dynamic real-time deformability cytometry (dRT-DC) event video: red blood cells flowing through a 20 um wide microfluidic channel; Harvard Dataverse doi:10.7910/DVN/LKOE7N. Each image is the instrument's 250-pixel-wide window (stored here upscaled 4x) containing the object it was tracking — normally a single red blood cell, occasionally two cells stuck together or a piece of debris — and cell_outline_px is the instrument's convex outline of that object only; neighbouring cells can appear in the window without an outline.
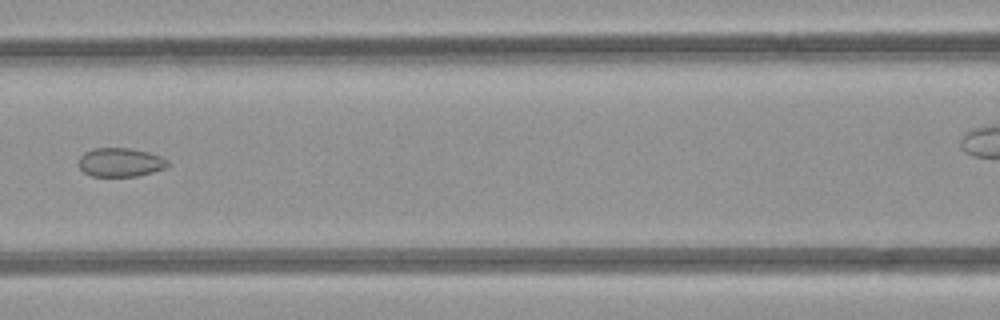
{"species": "common noctule bat (a hibernating species)", "species_latin": "Nyctalus noctula", "temperature_condition": "room temperature", "stored_images_in_passage": 9, "segment_of_instrument_passage": [1, 2], "camera_frame_rate_fps": 3000, "um_per_image_px": 0.085, "animal": {"sex": "female", "body_mass_g": 21.9}, "frame": {"image": 1, "passage_image": 7, "time_ms": 7.0, "image_size_px": [1000, 320], "cell_outline_px": [[168, 164], [164, 168], [152, 172], [136, 176], [92, 176], [84, 172], [80, 168], [80, 156], [84, 152], [96, 148], [128, 148], [148, 152], [160, 156], [168, 160]], "centroid_in_image_um": [10.23, 13.79], "position_along_channel_um": 156.4, "area_um2": 14.74}}
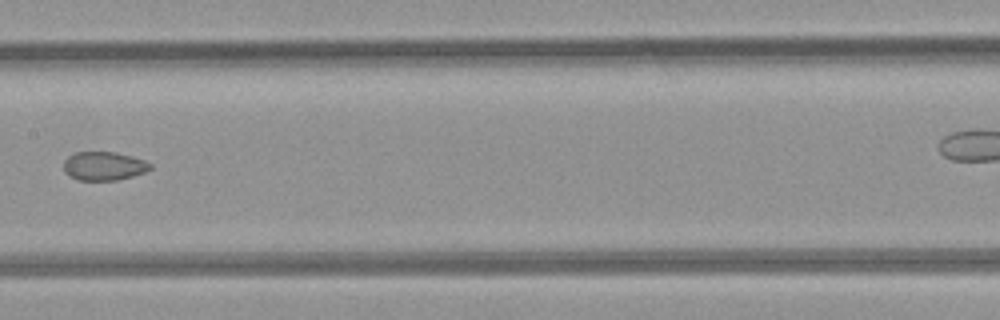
{"frame": {"image": 2, "passage_image": 8, "time_ms": 8.0, "image_size_px": [1000, 320], "cell_outline_px": [[152, 168], [144, 172], [132, 176], [116, 180], [80, 180], [64, 172], [64, 160], [68, 156], [76, 152], [116, 152], [132, 156], [144, 160], [152, 164]], "centroid_in_image_um": [8.84, 14.1], "position_along_channel_um": 198.6, "area_um2": 14.39}}